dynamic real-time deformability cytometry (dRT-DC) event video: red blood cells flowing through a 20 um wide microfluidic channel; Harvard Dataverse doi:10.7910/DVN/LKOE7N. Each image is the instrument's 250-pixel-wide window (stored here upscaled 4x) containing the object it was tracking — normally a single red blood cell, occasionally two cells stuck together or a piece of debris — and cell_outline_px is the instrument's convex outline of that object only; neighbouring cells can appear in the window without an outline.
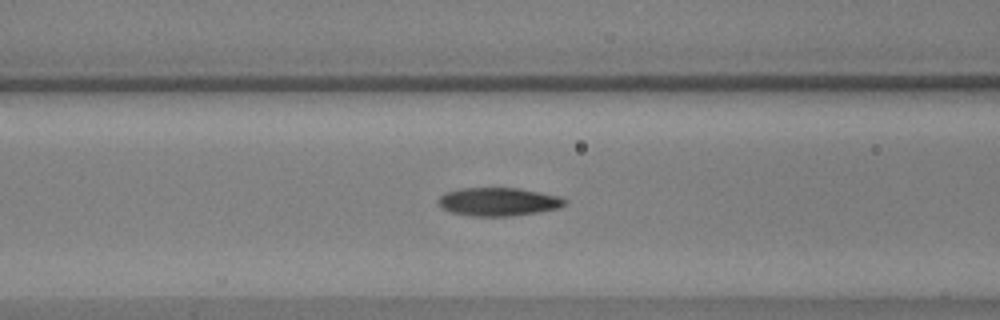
{"species": "common noctule bat (a hibernating species)", "species_latin": "Nyctalus noctula", "temperature_condition": "warm", "stored_images_in_passage": 48, "camera_frame_rate_fps": 3000, "um_per_image_px": 0.085, "animal": {"sex": "male", "body_mass_g": 17.9, "forearm_length_mm": 54.2}, "frame": {"image": 1, "passage_image": 15, "time_ms": 4.667, "image_size_px": [1000, 320], "cell_outline_px": [[568, 204], [556, 208], [536, 212], [512, 216], [468, 216], [452, 212], [444, 208], [436, 200], [444, 192], [460, 188], [520, 188], [556, 196], [568, 200]], "centroid_in_image_um": [42.33, 17.14], "position_along_channel_um": 124.3, "area_um2": 20.75}}
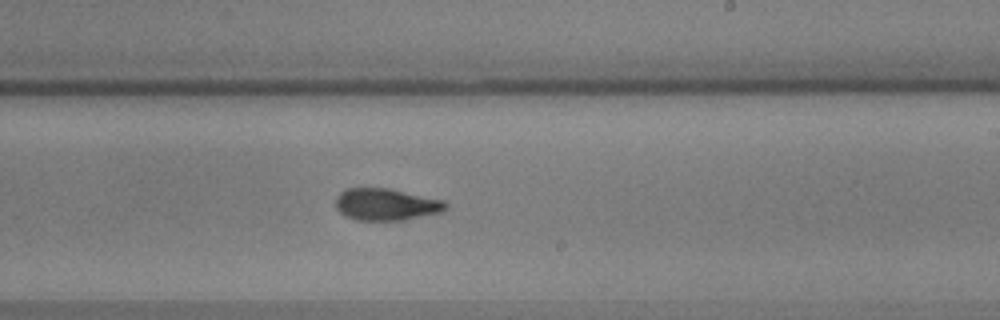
{"frame": {"image": 2, "passage_image": 26, "time_ms": 8.333, "image_size_px": [1000, 320], "cell_outline_px": [[448, 208], [440, 212], [404, 220], [356, 220], [344, 216], [336, 208], [336, 196], [344, 188], [388, 188], [444, 200], [448, 204]], "centroid_in_image_um": [32.8, 17.37], "position_along_channel_um": 256.2, "area_um2": 20.58}}
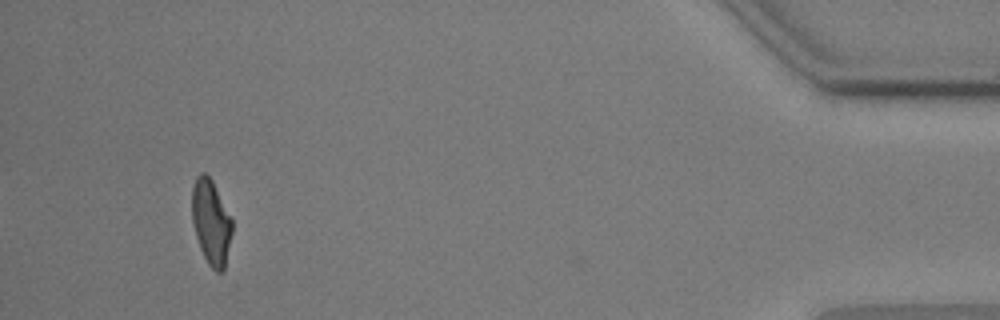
{"frame": {"image": 3, "passage_image": 45, "time_ms": 14.667, "image_size_px": [1000, 320], "cell_outline_px": [[232, 232], [224, 272], [216, 272], [208, 264], [200, 248], [196, 236], [192, 220], [192, 188], [196, 176], [200, 172], [204, 172], [212, 180], [232, 220]], "centroid_in_image_um": [17.94, 18.89], "position_along_channel_um": 417.3, "area_um2": 19.83}, "authors_computed_cell_mechanics": {"area_um2": 20.4901, "velocity_mm_per_s": 3.6054, "shape_relaxation_time_tau1_ms": 5.4955, "shape_relaxation_time_tau2_ms": 2.7731, "deformation_change_tau1": 0.2033, "deformation_change_tau2": 0.0923}}